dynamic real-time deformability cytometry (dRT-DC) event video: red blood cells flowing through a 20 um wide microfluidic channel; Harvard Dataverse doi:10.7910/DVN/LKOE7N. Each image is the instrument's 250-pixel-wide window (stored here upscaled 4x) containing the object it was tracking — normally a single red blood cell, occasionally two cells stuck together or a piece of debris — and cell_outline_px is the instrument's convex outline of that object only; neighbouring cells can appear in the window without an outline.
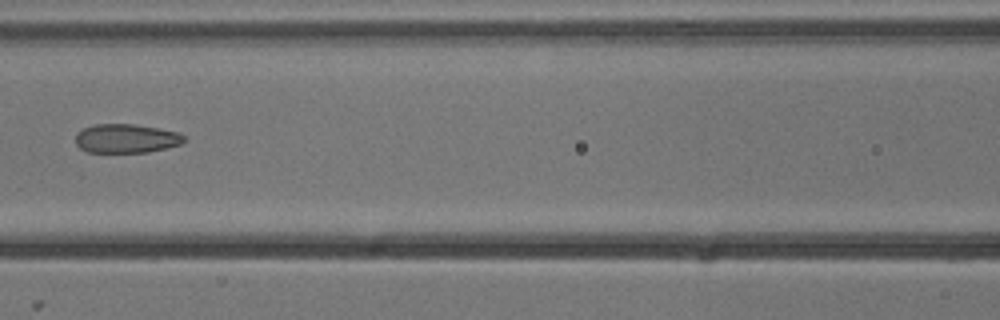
{"species": "common noctule bat (a hibernating species)", "species_latin": "Nyctalus noctula", "temperature_condition": "cold", "stored_images_in_passage": 5, "camera_frame_rate_fps": 3000, "um_per_image_px": 0.085, "animal": {"sex": "male", "body_mass_g": 13.3}, "frame": {"image": 1, "passage_image": 4, "time_ms": 1.0, "image_size_px": [1000, 320], "cell_outline_px": [[184, 140], [180, 144], [148, 152], [88, 152], [80, 148], [76, 144], [76, 132], [84, 128], [96, 124], [132, 124], [180, 132], [184, 136]], "centroid_in_image_um": [10.7, 11.77], "position_along_channel_um": 155.9, "area_um2": 18.15}}
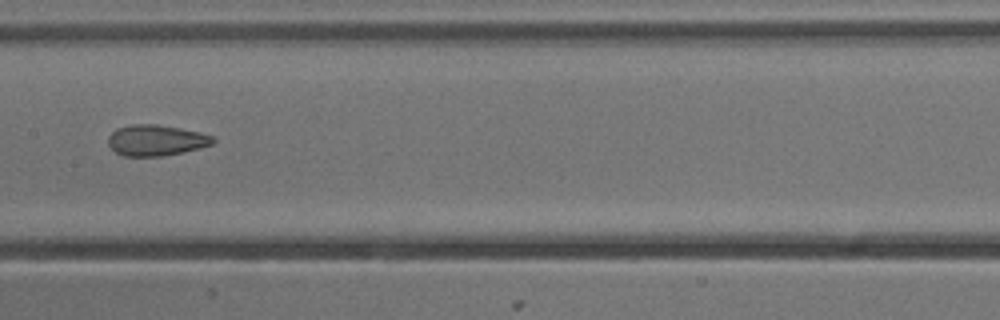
{"frame": {"image": 2, "passage_image": 5, "time_ms": 1.333, "image_size_px": [1000, 320], "cell_outline_px": [[216, 140], [212, 144], [200, 148], [184, 152], [160, 156], [124, 156], [116, 152], [108, 144], [108, 136], [116, 128], [132, 124], [156, 124], [180, 128], [200, 132], [212, 136]], "centroid_in_image_um": [13.26, 11.92], "position_along_channel_um": 194.1, "area_um2": 18.9}}